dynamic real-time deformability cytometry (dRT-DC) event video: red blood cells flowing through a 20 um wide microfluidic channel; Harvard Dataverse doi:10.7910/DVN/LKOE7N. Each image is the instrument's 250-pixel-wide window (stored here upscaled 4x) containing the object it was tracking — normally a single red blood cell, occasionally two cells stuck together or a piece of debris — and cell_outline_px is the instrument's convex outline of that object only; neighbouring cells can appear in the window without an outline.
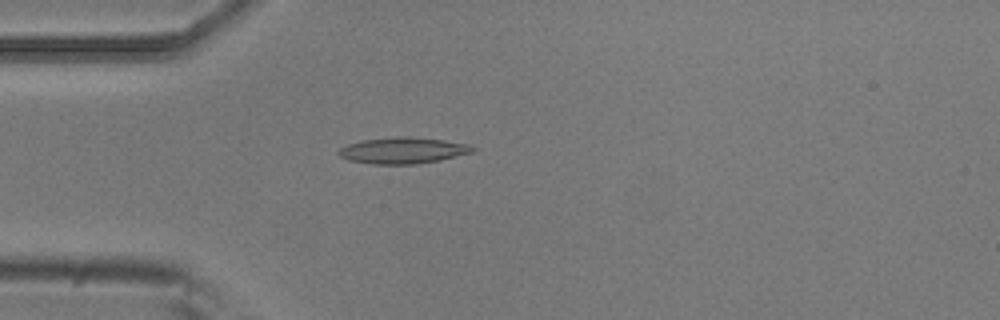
{"species": "common noctule bat (a hibernating species)", "species_latin": "Nyctalus noctula", "temperature_condition": "room temperature", "stored_images_in_passage": 1, "camera_frame_rate_fps": 3000, "um_per_image_px": 0.085, "animal": {"sex": "male", "body_mass_g": 20.5, "forearm_length_mm": 52.5}, "frame": {"image": 1, "passage_image": 1, "time_ms": 0.0, "image_size_px": [1000, 320], "cell_outline_px": [[476, 148], [472, 152], [436, 160], [416, 164], [372, 164], [348, 160], [340, 156], [336, 152], [340, 148], [348, 144], [364, 140], [396, 136], [412, 136], [444, 140], [472, 144]], "centroid_in_image_um": [34.24, 12.77], "position_along_channel_um": 50.8, "area_um2": 20.46}}